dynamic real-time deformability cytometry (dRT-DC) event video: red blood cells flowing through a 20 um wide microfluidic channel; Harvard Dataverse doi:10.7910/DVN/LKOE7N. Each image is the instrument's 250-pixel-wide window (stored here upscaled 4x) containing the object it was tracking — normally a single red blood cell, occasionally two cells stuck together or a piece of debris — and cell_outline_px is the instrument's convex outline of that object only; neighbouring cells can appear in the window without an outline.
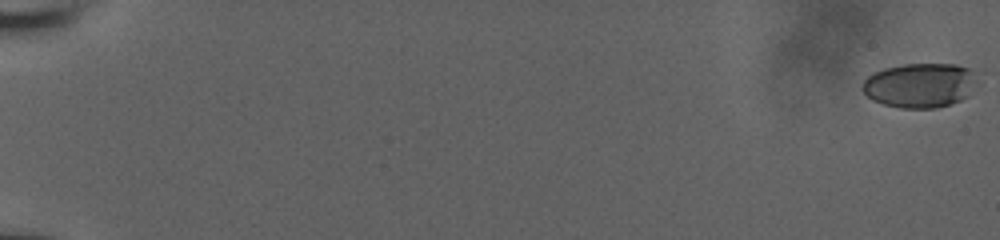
{"species": "human", "species_latin": "Homo sapiens", "temperature_condition": "room temperature", "stored_images_in_passage": 56, "camera_frame_rate_fps": 3000, "um_per_image_px": 0.085, "donor": {"sex": "male"}, "frame": {"image": 1, "passage_image": 1, "time_ms": 0.0, "image_size_px": [1000, 240], "cell_outline_px": [[976, 84], [968, 96], [960, 100], [936, 108], [900, 108], [884, 104], [872, 100], [860, 88], [864, 80], [872, 72], [884, 68], [904, 64], [956, 64], [968, 68], [972, 72]], "centroid_in_image_um": [78.15, 7.25], "position_along_channel_um": 6.9, "area_um2": 29.77}}
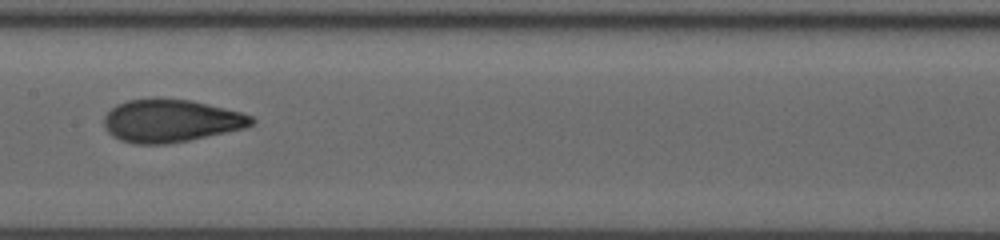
{"frame": {"image": 2, "passage_image": 31, "time_ms": 10.0, "image_size_px": [1000, 240], "cell_outline_px": [[256, 120], [252, 124], [244, 128], [188, 140], [168, 144], [136, 144], [120, 140], [112, 136], [104, 128], [104, 116], [116, 104], [128, 100], [156, 96], [192, 100], [240, 112], [252, 116]], "centroid_in_image_um": [14.48, 10.24], "position_along_channel_um": 192.9, "area_um2": 37.11}}
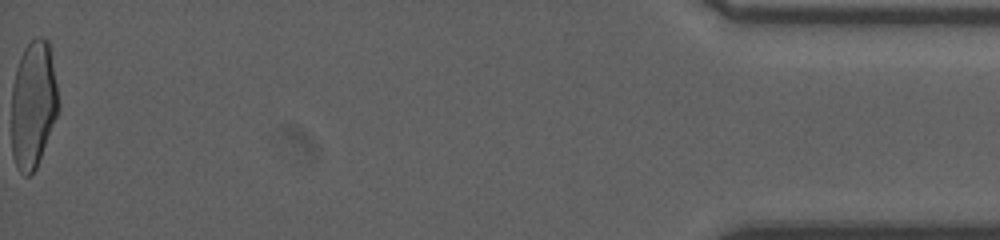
{"frame": {"image": 3, "passage_image": 56, "time_ms": 18.333, "image_size_px": [1000, 240], "cell_outline_px": [[60, 108], [36, 168], [28, 176], [24, 176], [16, 168], [12, 156], [12, 84], [16, 68], [20, 56], [24, 48], [36, 36], [44, 36], [48, 40], [60, 104]], "centroid_in_image_um": [2.82, 8.88], "position_along_channel_um": 432.4, "area_um2": 35.03}, "authors_computed_cell_mechanics": {"area_um2": 35.6915, "velocity_mm_per_s": 3.9357, "shape_relaxation_time_tau1_ms": 6.2428, "shape_relaxation_time_tau2_ms": 1.0182, "deformation_change_tau1": 0.1902, "deformation_change_tau2": 0.0704}}